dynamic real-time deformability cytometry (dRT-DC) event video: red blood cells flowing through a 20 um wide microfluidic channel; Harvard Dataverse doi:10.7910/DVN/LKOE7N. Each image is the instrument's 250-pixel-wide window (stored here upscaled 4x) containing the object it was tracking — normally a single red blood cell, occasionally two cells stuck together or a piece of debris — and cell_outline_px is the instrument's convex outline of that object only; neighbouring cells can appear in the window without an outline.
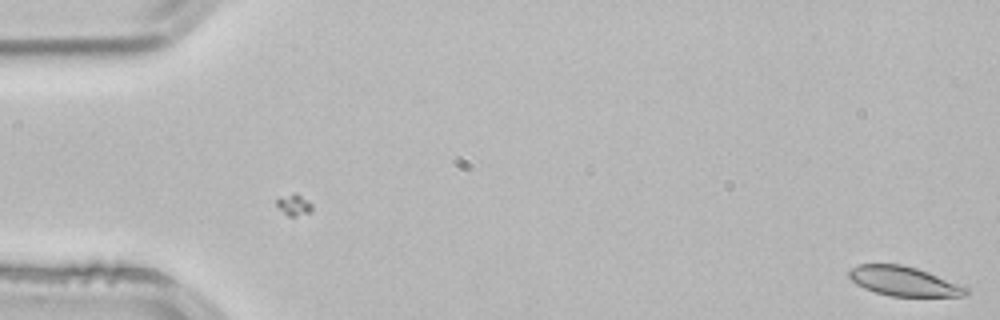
{"species": "common noctule bat (a hibernating species)", "species_latin": "Nyctalus noctula", "temperature_condition": "room temperature", "stored_images_in_passage": 3, "camera_frame_rate_fps": 3000, "um_per_image_px": 0.085, "animal": {"sex": "male", "body_mass_g": 21.5, "forearm_length_mm": 52.0}, "frame": {"image": 1, "passage_image": 1, "time_ms": 0.0, "image_size_px": [1000, 320], "cell_outline_px": [[968, 292], [964, 296], [892, 296], [876, 292], [864, 288], [856, 284], [848, 276], [848, 272], [852, 268], [860, 264], [900, 264], [916, 268], [928, 272], [968, 288]], "centroid_in_image_um": [76.8, 23.9], "position_along_channel_um": 8.2, "area_um2": 19.77}}
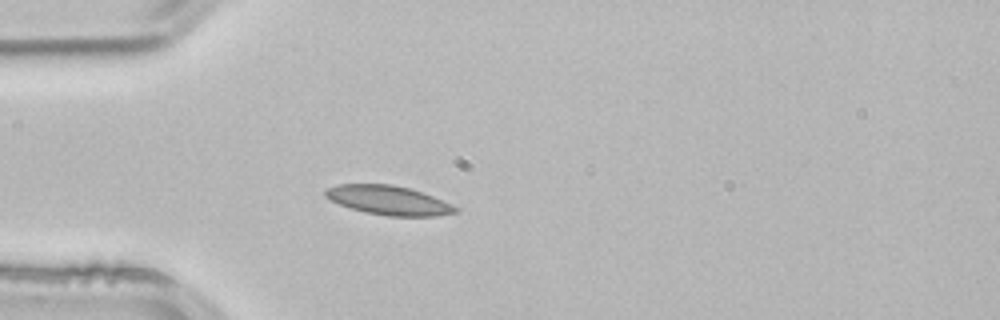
{"frame": {"image": 2, "passage_image": 3, "time_ms": 0.667, "image_size_px": [1000, 320], "cell_outline_px": [[460, 212], [436, 216], [388, 216], [364, 212], [340, 204], [324, 196], [324, 192], [328, 188], [336, 184], [392, 184], [408, 188], [432, 196], [452, 204], [460, 208]], "centroid_in_image_um": [33.06, 17.03], "position_along_channel_um": 51.9, "area_um2": 22.02}}